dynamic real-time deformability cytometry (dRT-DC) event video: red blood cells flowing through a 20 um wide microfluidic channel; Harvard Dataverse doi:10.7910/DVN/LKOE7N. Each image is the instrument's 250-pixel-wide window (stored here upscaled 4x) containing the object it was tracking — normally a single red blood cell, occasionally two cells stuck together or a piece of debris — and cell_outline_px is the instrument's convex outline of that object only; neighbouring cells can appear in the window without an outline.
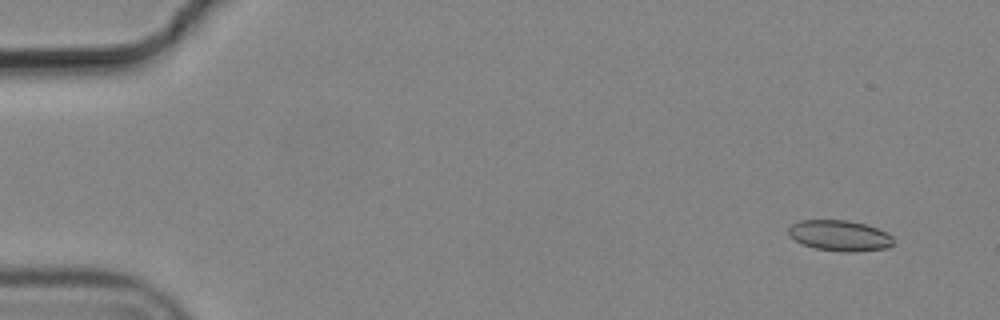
{"species": "common noctule bat (a hibernating species)", "species_latin": "Nyctalus noctula", "temperature_condition": "cold", "stored_images_in_passage": 3, "camera_frame_rate_fps": 3000, "um_per_image_px": 0.085, "animal": {"sex": "male", "body_mass_g": 19.2, "forearm_length_mm": 51.8}, "frame": {"image": 1, "passage_image": 1, "time_ms": 0.0, "image_size_px": [1000, 320], "cell_outline_px": [[896, 244], [888, 248], [852, 252], [840, 252], [816, 248], [804, 244], [788, 236], [788, 228], [792, 224], [800, 220], [848, 220], [864, 224], [888, 232], [892, 236]], "centroid_in_image_um": [71.41, 20.03], "position_along_channel_um": 13.6, "area_um2": 18.96}}